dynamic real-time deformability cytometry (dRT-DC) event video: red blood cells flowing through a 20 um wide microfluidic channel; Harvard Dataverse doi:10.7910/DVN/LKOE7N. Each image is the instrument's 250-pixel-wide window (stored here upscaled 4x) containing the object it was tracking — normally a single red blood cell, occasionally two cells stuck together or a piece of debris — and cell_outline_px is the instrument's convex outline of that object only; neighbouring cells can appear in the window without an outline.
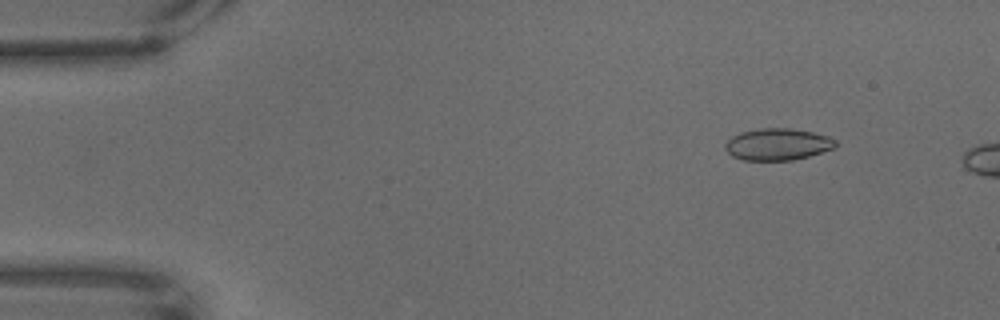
{"species": "common noctule bat (a hibernating species)", "species_latin": "Nyctalus noctula", "temperature_condition": "warm", "stored_images_in_passage": 13, "camera_frame_rate_fps": 3000, "um_per_image_px": 0.085, "animal": {"sex": "male", "body_mass_g": 18.8}, "frame": {"image": 1, "passage_image": 8, "time_ms": 2.333, "image_size_px": [1000, 320], "cell_outline_px": [[836, 144], [832, 148], [808, 156], [792, 160], [744, 160], [732, 156], [724, 148], [724, 144], [732, 136], [740, 132], [760, 128], [792, 128], [812, 132], [828, 136], [836, 140]], "centroid_in_image_um": [66.06, 12.26], "position_along_channel_um": 18.9, "area_um2": 20.35}}